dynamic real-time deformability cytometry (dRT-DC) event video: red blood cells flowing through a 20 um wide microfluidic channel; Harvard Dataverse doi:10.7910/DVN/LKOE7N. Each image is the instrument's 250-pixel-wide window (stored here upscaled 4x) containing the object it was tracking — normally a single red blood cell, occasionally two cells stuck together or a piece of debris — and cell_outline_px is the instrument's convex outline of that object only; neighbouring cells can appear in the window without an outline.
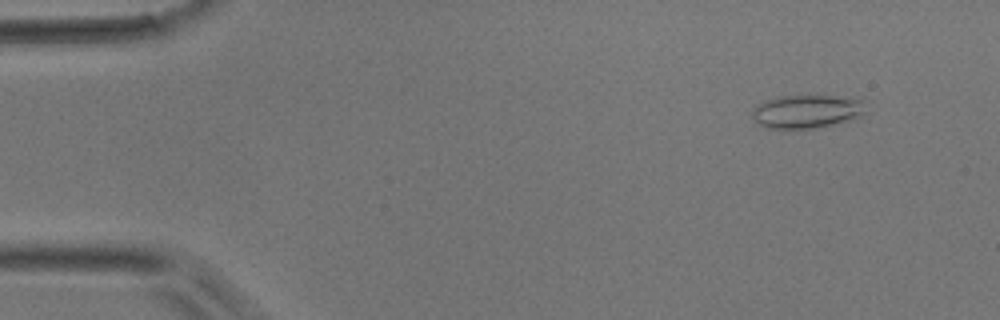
{"species": "common noctule bat (a hibernating species)", "species_latin": "Nyctalus noctula", "temperature_condition": "room temperature", "stored_images_in_passage": 49, "camera_frame_rate_fps": 3000, "um_per_image_px": 0.085, "animal": {"sex": "male", "body_mass_g": 17.9}, "frame": {"image": 1, "passage_image": 5, "time_ms": 1.333, "image_size_px": [1000, 320], "cell_outline_px": [[864, 112], [860, 116], [832, 124], [816, 128], [764, 128], [752, 116], [752, 108], [756, 104], [780, 96], [832, 96], [864, 100]], "centroid_in_image_um": [68.53, 9.47], "position_along_channel_um": 16.5, "area_um2": 21.68}}
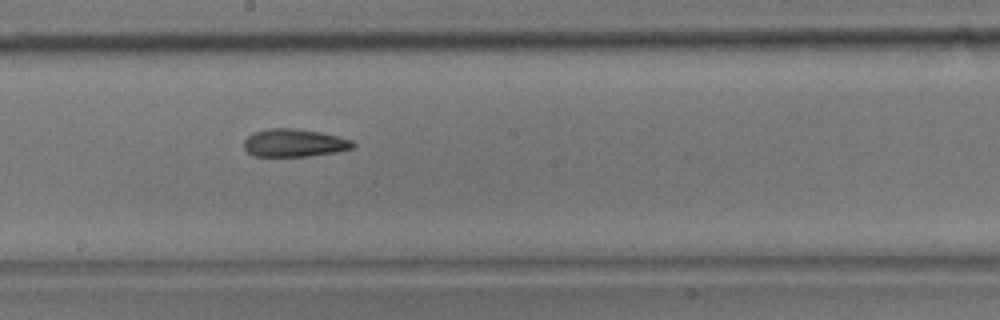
{"frame": {"image": 2, "passage_image": 27, "time_ms": 8.667, "image_size_px": [1000, 320], "cell_outline_px": [[356, 144], [352, 148], [336, 152], [308, 156], [252, 156], [244, 148], [244, 140], [252, 132], [268, 128], [292, 128], [320, 132], [352, 140]], "centroid_in_image_um": [24.98, 12.14], "position_along_channel_um": 223.2, "area_um2": 17.69}}
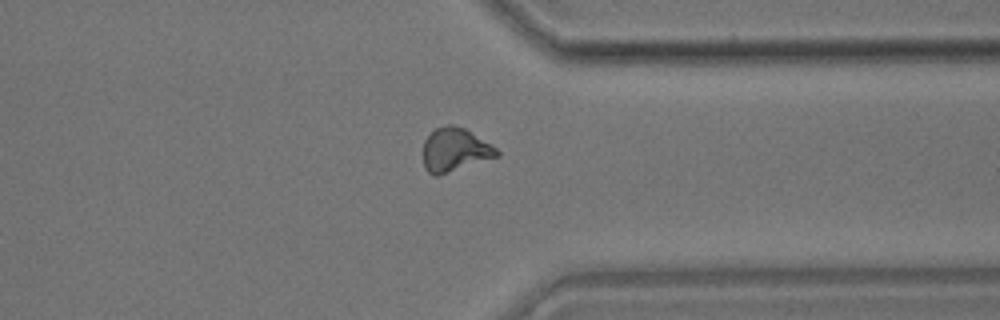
{"frame": {"image": 3, "passage_image": 38, "time_ms": 12.333, "image_size_px": [1000, 320], "cell_outline_px": [[500, 156], [436, 176], [432, 176], [424, 168], [424, 140], [436, 128], [448, 124], [452, 124], [464, 128], [496, 148], [500, 152]], "centroid_in_image_um": [38.66, 12.74], "position_along_channel_um": 372.7, "area_um2": 18.5}}